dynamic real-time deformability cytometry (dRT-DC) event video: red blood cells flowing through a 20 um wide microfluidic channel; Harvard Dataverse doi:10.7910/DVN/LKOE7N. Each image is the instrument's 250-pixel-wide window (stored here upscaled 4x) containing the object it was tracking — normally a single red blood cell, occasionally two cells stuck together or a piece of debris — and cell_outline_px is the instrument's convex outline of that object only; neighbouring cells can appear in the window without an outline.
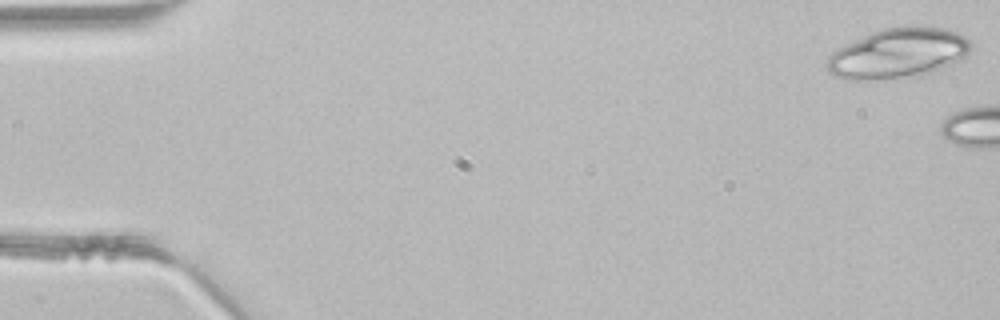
{"species": "common noctule bat (a hibernating species)", "species_latin": "Nyctalus noctula", "temperature_condition": "room temperature", "stored_images_in_passage": 4, "camera_frame_rate_fps": 3000, "um_per_image_px": 0.085, "animal": {"sex": "male", "body_mass_g": 21.5, "forearm_length_mm": 52.0}, "frame": {"image": 1, "passage_image": 1, "time_ms": 0.0, "image_size_px": [1000, 320], "cell_outline_px": [[968, 56], [960, 60], [920, 76], [884, 80], [844, 80], [828, 72], [824, 64], [828, 56], [832, 52], [872, 32], [884, 28], [904, 24], [912, 24], [952, 28], [964, 36], [968, 40]], "centroid_in_image_um": [76.33, 4.52], "position_along_channel_um": 8.7, "area_um2": 42.6}}